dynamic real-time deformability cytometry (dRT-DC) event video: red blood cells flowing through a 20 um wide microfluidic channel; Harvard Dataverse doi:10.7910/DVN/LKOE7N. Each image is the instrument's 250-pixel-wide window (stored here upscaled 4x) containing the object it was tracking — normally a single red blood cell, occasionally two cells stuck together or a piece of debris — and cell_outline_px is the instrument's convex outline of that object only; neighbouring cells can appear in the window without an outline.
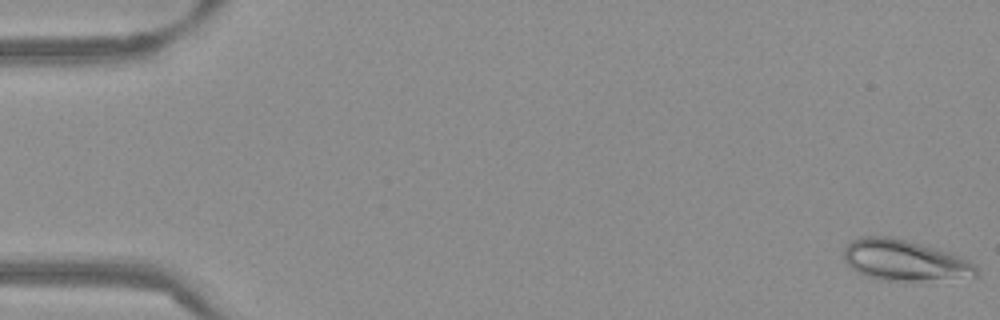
{"species": "Egyptian fruit bat (a non-hibernating species)", "species_latin": "Rousettus aegyptiacus", "temperature_condition": "warm", "stored_images_in_passage": 54, "camera_frame_rate_fps": 3000, "um_per_image_px": 0.085, "frame": {"image": 1, "passage_image": 1, "time_ms": 0.0, "image_size_px": [1000, 320], "cell_outline_px": [[980, 272], [976, 276], [920, 280], [880, 280], [864, 276], [856, 272], [844, 260], [844, 248], [852, 240], [860, 236], [892, 236], [948, 252], [960, 256], [976, 264]], "centroid_in_image_um": [76.85, 22.12], "position_along_channel_um": 8.1, "area_um2": 31.39}}
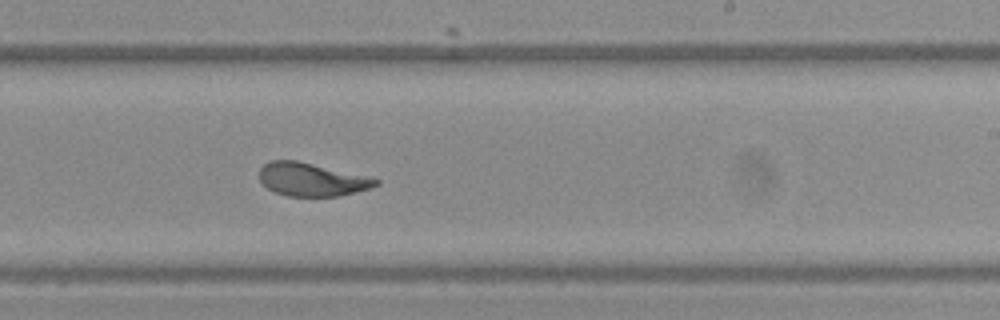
{"frame": {"image": 2, "passage_image": 33, "time_ms": 10.667, "image_size_px": [1000, 320], "cell_outline_px": [[380, 184], [372, 188], [340, 196], [288, 196], [276, 192], [268, 188], [260, 180], [260, 168], [268, 160], [296, 160], [380, 180]], "centroid_in_image_um": [26.48, 15.26], "position_along_channel_um": 262.5, "area_um2": 22.2}}
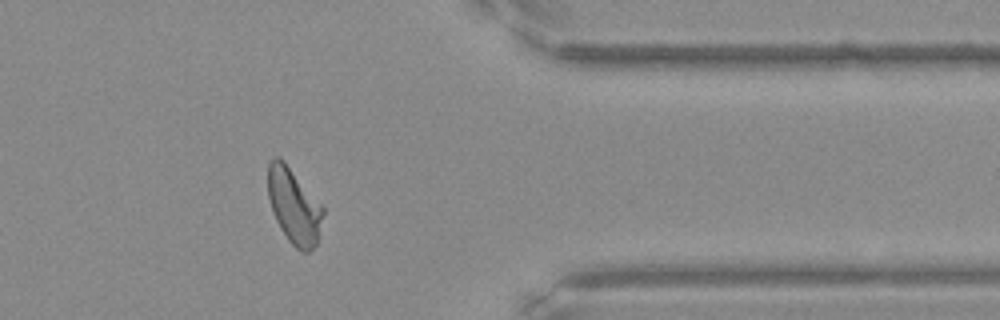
{"frame": {"image": 3, "passage_image": 44, "time_ms": 14.333, "image_size_px": [1000, 320], "cell_outline_px": [[324, 212], [316, 244], [308, 252], [300, 252], [288, 240], [280, 228], [272, 212], [268, 196], [268, 164], [272, 156], [280, 156], [284, 160], [324, 208]], "centroid_in_image_um": [24.96, 17.49], "position_along_channel_um": 386.4, "area_um2": 24.16}, "authors_computed_cell_mechanics": {"area_um2": 24.3338, "velocity_mm_per_s": 3.8013, "shape_relaxation_time_tau1_ms": 4.0465, "shape_relaxation_time_tau2_ms": 0.8886, "deformation_change_tau1": 0.1616, "deformation_change_tau2": 0.0726}}